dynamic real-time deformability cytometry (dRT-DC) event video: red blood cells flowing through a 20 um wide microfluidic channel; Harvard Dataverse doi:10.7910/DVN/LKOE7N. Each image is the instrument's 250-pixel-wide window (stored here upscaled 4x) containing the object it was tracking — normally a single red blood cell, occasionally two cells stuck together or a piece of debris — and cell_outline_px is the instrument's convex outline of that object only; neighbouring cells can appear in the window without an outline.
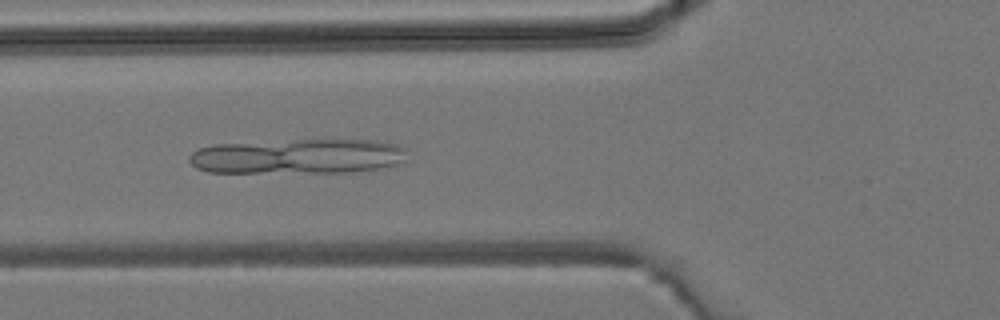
{"species": "common noctule bat (a hibernating species)", "species_latin": "Nyctalus noctula", "temperature_condition": "room temperature", "stored_images_in_passage": 2, "camera_frame_rate_fps": 3000, "um_per_image_px": 0.085, "animal": {"sex": "male", "body_mass_g": 19.2, "forearm_length_mm": 51.8}, "frame": {"image": 1, "passage_image": 2, "time_ms": 1.0, "image_size_px": [1000, 320], "cell_outline_px": [[408, 148], [404, 160], [396, 164], [380, 168], [356, 172], [208, 172], [196, 168], [188, 160], [188, 156], [192, 152], [200, 148], [216, 144], [296, 140], [376, 140], [396, 144]], "centroid_in_image_um": [25.35, 13.29], "position_along_channel_um": 100.4, "area_um2": 44.45}}